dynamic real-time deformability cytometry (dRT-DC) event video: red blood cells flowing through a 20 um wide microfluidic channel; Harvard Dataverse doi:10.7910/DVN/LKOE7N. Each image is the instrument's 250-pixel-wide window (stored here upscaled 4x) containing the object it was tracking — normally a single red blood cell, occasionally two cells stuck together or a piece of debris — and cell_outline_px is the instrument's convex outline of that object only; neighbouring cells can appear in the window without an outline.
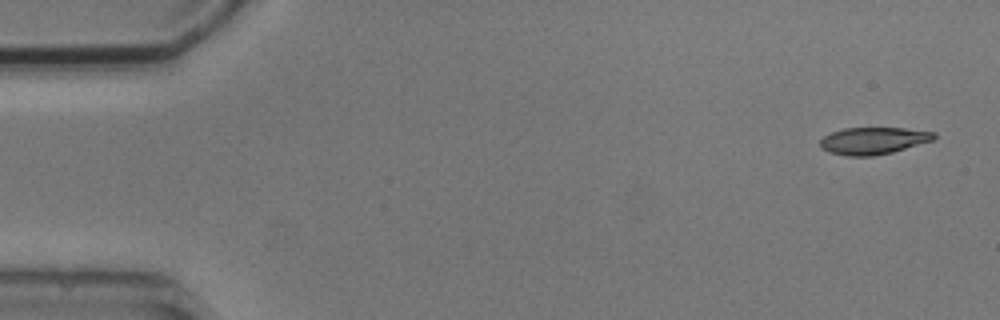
{"species": "common noctule bat (a hibernating species)", "species_latin": "Nyctalus noctula", "temperature_condition": "cold", "stored_images_in_passage": 4, "camera_frame_rate_fps": 3000, "um_per_image_px": 0.085, "animal": {"sex": "male", "body_mass_g": 20.5, "forearm_length_mm": 52.5}, "frame": {"image": 1, "passage_image": 1, "time_ms": 0.0, "image_size_px": [1000, 320], "cell_outline_px": [[936, 136], [932, 140], [892, 152], [872, 156], [848, 156], [828, 152], [820, 148], [820, 140], [824, 136], [832, 132], [844, 128], [904, 128], [936, 132]], "centroid_in_image_um": [74.2, 11.96], "position_along_channel_um": 10.8, "area_um2": 17.86}}